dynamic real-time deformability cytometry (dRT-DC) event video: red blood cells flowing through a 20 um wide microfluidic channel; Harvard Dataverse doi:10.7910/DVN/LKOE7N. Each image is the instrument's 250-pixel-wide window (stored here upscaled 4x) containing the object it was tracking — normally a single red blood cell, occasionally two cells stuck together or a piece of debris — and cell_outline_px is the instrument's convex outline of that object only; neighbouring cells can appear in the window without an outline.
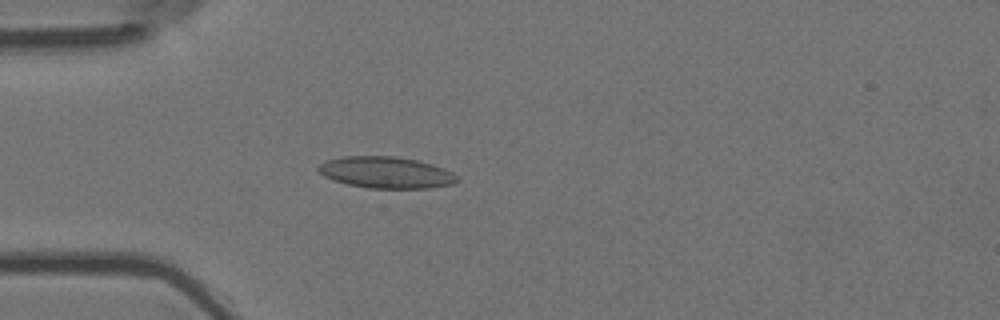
{"species": "Egyptian fruit bat (a non-hibernating species)", "species_latin": "Rousettus aegyptiacus", "temperature_condition": "room temperature", "stored_images_in_passage": 55, "camera_frame_rate_fps": 3000, "um_per_image_px": 0.085, "animal": {"sex": "female"}, "frame": {"image": 1, "passage_image": 16, "time_ms": 5.0, "image_size_px": [1000, 320], "cell_outline_px": [[460, 180], [452, 184], [428, 188], [368, 188], [348, 184], [324, 176], [316, 168], [320, 164], [328, 160], [344, 156], [392, 156], [416, 160], [432, 164], [444, 168], [452, 172]], "centroid_in_image_um": [32.83, 14.66], "position_along_channel_um": 52.2, "area_um2": 25.26}}
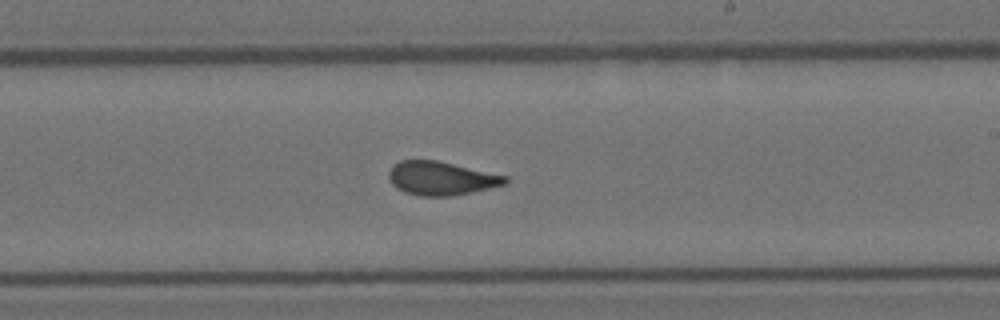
{"frame": {"image": 2, "passage_image": 33, "time_ms": 10.667, "image_size_px": [1000, 320], "cell_outline_px": [[508, 180], [504, 184], [472, 192], [452, 196], [420, 196], [404, 192], [396, 188], [392, 184], [388, 176], [388, 172], [392, 164], [400, 160], [436, 160], [508, 176]], "centroid_in_image_um": [37.45, 15.15], "position_along_channel_um": 251.6, "area_um2": 22.83}}
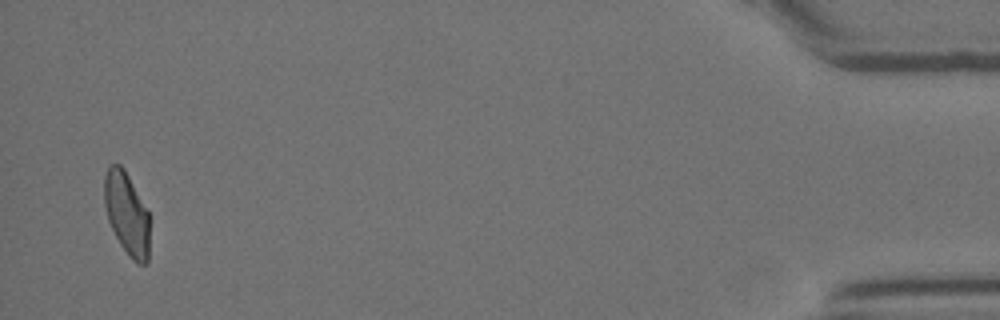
{"frame": {"image": 3, "passage_image": 54, "time_ms": 17.667, "image_size_px": [1000, 320], "cell_outline_px": [[148, 260], [144, 264], [140, 264], [132, 260], [120, 244], [108, 220], [104, 204], [104, 176], [108, 168], [112, 164], [120, 164], [124, 168], [148, 212]], "centroid_in_image_um": [10.75, 18.14], "position_along_channel_um": 424.4, "area_um2": 21.44}, "authors_computed_cell_mechanics": {"area_um2": 23.1778, "velocity_mm_per_s": 3.6776, "shape_relaxation_time_tau1_ms": null, "shape_relaxation_time_tau2_ms": 0.9767, "deformation_change_tau1": null, "deformation_change_tau2": 0.0606}}